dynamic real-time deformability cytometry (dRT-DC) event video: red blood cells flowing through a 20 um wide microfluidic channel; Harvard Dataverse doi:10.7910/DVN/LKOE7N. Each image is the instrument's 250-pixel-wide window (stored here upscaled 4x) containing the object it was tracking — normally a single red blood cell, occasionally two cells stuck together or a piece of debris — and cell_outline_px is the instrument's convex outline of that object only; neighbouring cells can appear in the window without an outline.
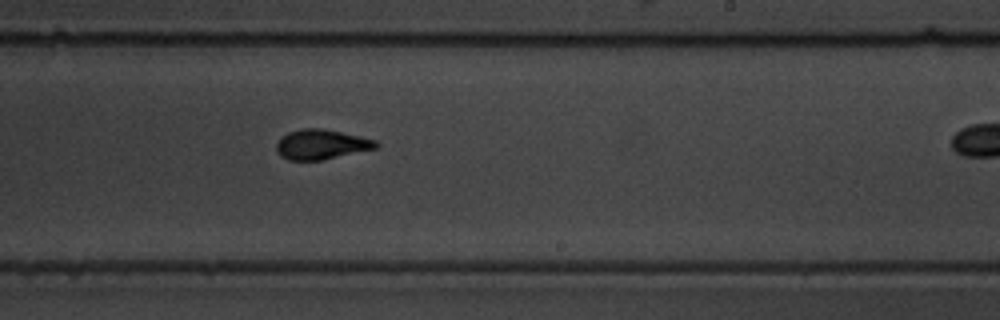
{"species": "common noctule bat (a hibernating species)", "species_latin": "Nyctalus noctula", "temperature_condition": "warm", "stored_images_in_passage": 11, "segment_of_instrument_passage": [1, 2], "camera_frame_rate_fps": 3000, "um_per_image_px": 0.085, "animal": {"sex": "male", "body_mass_g": 19.5, "forearm_length_mm": 54.6}, "frame": {"image": 1, "passage_image": 10, "time_ms": 11.333, "image_size_px": [1000, 320], "cell_outline_px": [[380, 144], [376, 148], [320, 160], [288, 160], [280, 156], [276, 152], [276, 144], [280, 136], [288, 132], [300, 128], [324, 128], [360, 136], [376, 140]], "centroid_in_image_um": [27.26, 12.26], "position_along_channel_um": 261.7, "area_um2": 17.46}}